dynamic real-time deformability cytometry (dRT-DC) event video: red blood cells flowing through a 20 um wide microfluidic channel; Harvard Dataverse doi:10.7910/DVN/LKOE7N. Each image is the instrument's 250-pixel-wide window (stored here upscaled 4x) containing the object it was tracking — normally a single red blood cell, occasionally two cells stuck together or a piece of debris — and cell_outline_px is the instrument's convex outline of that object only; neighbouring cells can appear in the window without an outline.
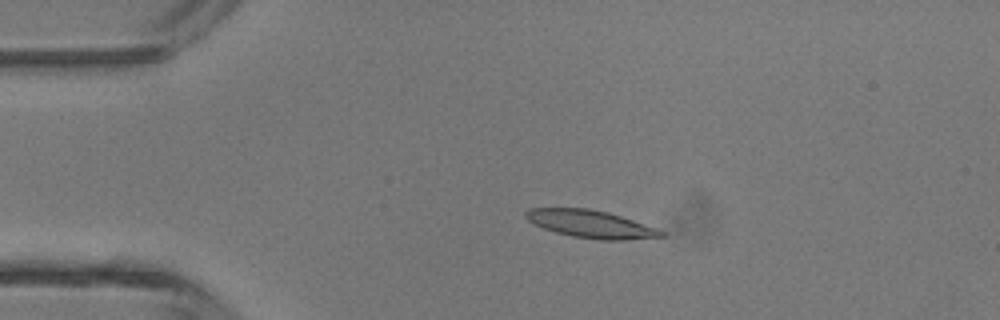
{"species": "common noctule bat (a hibernating species)", "species_latin": "Nyctalus noctula", "temperature_condition": "room temperature", "stored_images_in_passage": 38, "camera_frame_rate_fps": 3000, "um_per_image_px": 0.085, "animal": {"sex": "male", "body_mass_g": 13.3}, "frame": {"image": 1, "passage_image": 2, "time_ms": 0.333, "image_size_px": [1000, 320], "cell_outline_px": [[664, 236], [624, 240], [600, 240], [572, 236], [556, 232], [544, 228], [528, 220], [524, 216], [524, 212], [528, 208], [588, 208], [608, 212], [656, 228], [664, 232]], "centroid_in_image_um": [50.18, 19.04], "position_along_channel_um": 34.8, "area_um2": 21.56}}
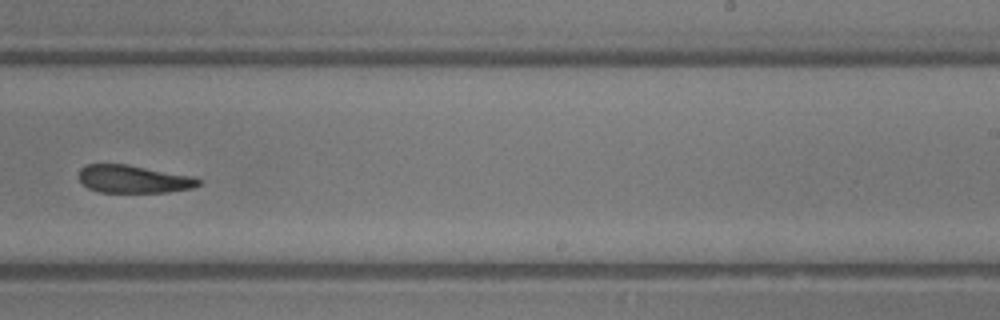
{"frame": {"image": 2, "passage_image": 21, "time_ms": 6.667, "image_size_px": [1000, 320], "cell_outline_px": [[200, 184], [192, 188], [168, 192], [100, 192], [88, 188], [76, 176], [80, 168], [88, 164], [124, 164], [192, 176], [200, 180]], "centroid_in_image_um": [11.3, 15.22], "position_along_channel_um": 277.7, "area_um2": 19.25}}
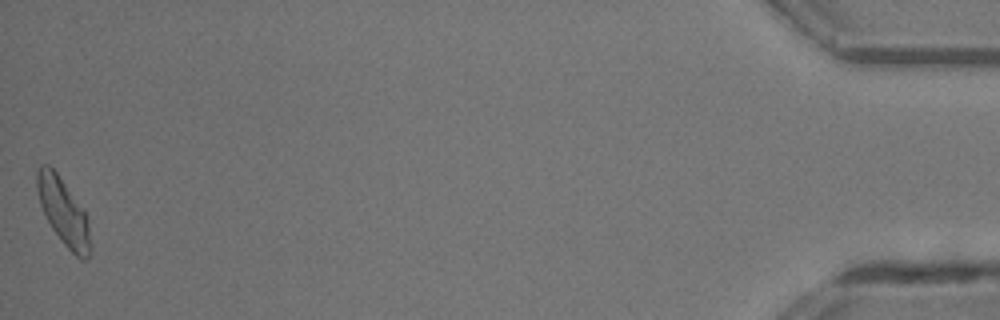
{"frame": {"image": 3, "passage_image": 38, "time_ms": 12.333, "image_size_px": [1000, 320], "cell_outline_px": [[92, 252], [84, 260], [80, 260], [64, 244], [52, 228], [40, 204], [36, 188], [36, 172], [40, 164], [48, 164], [56, 172], [84, 208], [88, 216]], "centroid_in_image_um": [5.42, 18.01], "position_along_channel_um": 429.8, "area_um2": 20.92}, "authors_computed_cell_mechanics": {"area_um2": 20.808, "velocity_mm_per_s": 4.489, "shape_relaxation_time_tau1_ms": null, "shape_relaxation_time_tau2_ms": 5.2538, "deformation_change_tau1": null, "deformation_change_tau2": 0.1574}}